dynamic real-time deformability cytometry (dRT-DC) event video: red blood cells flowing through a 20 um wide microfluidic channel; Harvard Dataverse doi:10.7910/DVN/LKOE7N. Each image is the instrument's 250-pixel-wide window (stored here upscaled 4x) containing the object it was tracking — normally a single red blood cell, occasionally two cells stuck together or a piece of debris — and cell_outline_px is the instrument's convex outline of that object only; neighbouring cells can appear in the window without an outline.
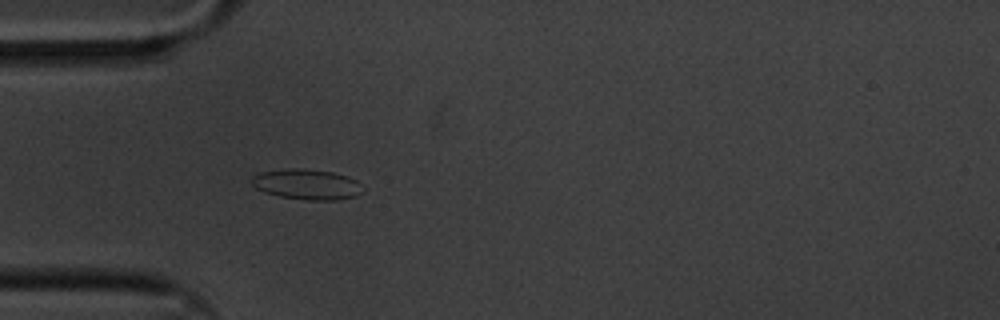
{"species": "common noctule bat (a hibernating species)", "species_latin": "Nyctalus noctula", "temperature_condition": "cold", "stored_images_in_passage": 45, "camera_frame_rate_fps": 3000, "um_per_image_px": 0.085, "animal": {"sex": "male", "body_mass_g": 20.1, "forearm_length_mm": 53.5}, "frame": {"image": 1, "passage_image": 3, "time_ms": 0.667, "image_size_px": [1000, 320], "cell_outline_px": [[364, 192], [356, 196], [336, 200], [308, 200], [280, 196], [264, 192], [256, 188], [252, 184], [252, 176], [260, 172], [288, 168], [304, 168], [332, 172], [348, 176], [356, 180]], "centroid_in_image_um": [26.08, 15.66], "position_along_channel_um": 58.9, "area_um2": 19.71}}
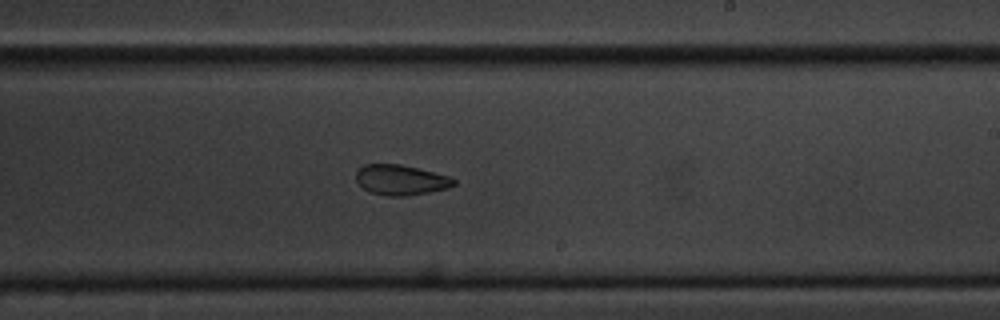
{"frame": {"image": 2, "passage_image": 21, "time_ms": 6.667, "image_size_px": [1000, 320], "cell_outline_px": [[456, 184], [448, 188], [428, 192], [404, 196], [388, 196], [372, 192], [364, 188], [356, 180], [356, 172], [364, 164], [400, 164], [448, 176], [456, 180]], "centroid_in_image_um": [34.06, 15.29], "position_along_channel_um": 254.9, "area_um2": 16.94}}
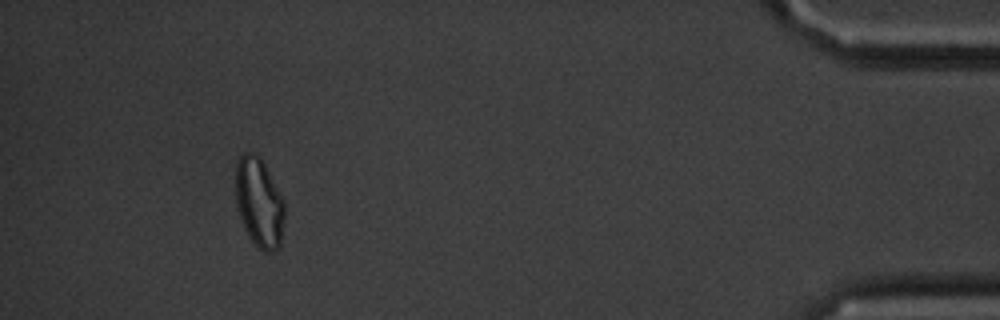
{"frame": {"image": 3, "passage_image": 41, "time_ms": 13.333, "image_size_px": [1000, 320], "cell_outline_px": [[284, 220], [280, 248], [272, 252], [264, 252], [252, 240], [244, 228], [236, 204], [236, 164], [240, 156], [244, 152], [252, 152], [260, 156], [284, 200]], "centroid_in_image_um": [22.04, 17.22], "position_along_channel_um": 413.2, "area_um2": 25.49}, "authors_computed_cell_mechanics": {"area_um2": 18.3226, "velocity_mm_per_s": 3.3096, "shape_relaxation_time_tau1_ms": 9.4523, "shape_relaxation_time_tau2_ms": 4.2887, "deformation_change_tau1": 0.1119, "deformation_change_tau2": 0.089}}